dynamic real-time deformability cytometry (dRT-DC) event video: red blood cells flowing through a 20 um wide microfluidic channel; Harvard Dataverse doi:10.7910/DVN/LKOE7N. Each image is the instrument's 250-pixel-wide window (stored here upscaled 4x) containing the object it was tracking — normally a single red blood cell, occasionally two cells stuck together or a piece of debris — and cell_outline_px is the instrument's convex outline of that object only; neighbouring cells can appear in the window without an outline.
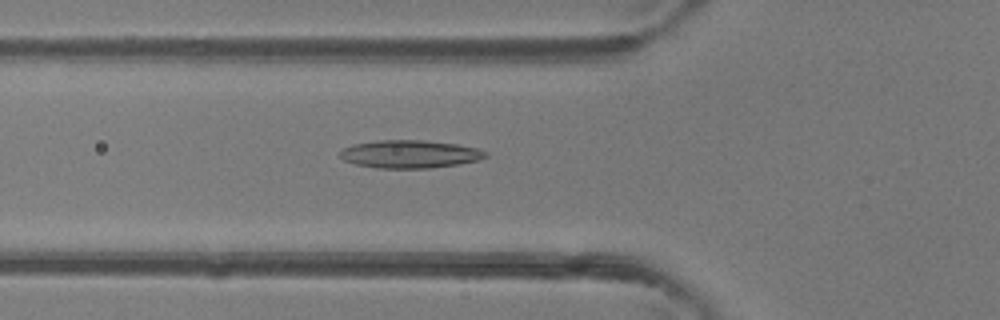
{"species": "common noctule bat (a hibernating species)", "species_latin": "Nyctalus noctula", "temperature_condition": "room temperature", "stored_images_in_passage": 21, "camera_frame_rate_fps": 3000, "um_per_image_px": 0.085, "animal": {"sex": "female"}, "frame": {"image": 1, "passage_image": 3, "time_ms": 0.667, "image_size_px": [1000, 320], "cell_outline_px": [[488, 156], [476, 160], [456, 164], [428, 168], [376, 168], [356, 164], [344, 160], [340, 156], [340, 148], [352, 144], [380, 140], [424, 140], [456, 144], [476, 148], [488, 152]], "centroid_in_image_um": [34.79, 13.09], "position_along_channel_um": 91.0, "area_um2": 23.58}}
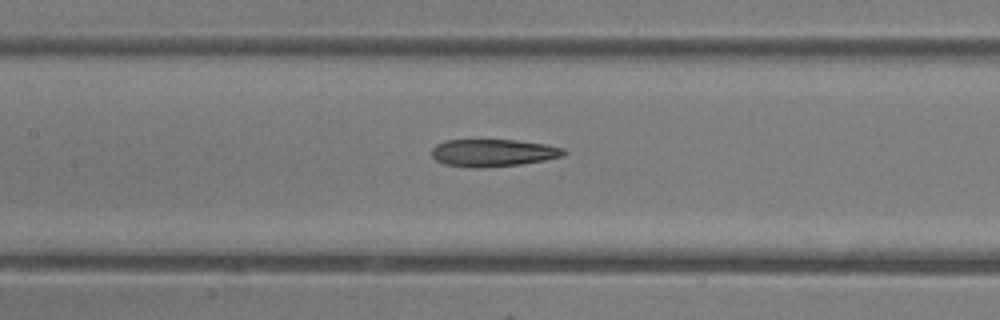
{"frame": {"image": 2, "passage_image": 8, "time_ms": 2.333, "image_size_px": [1000, 320], "cell_outline_px": [[568, 152], [564, 156], [544, 160], [520, 164], [480, 168], [468, 168], [444, 164], [436, 160], [432, 156], [432, 148], [436, 144], [444, 140], [516, 140], [548, 144], [564, 148]], "centroid_in_image_um": [41.92, 12.99], "position_along_channel_um": 165.5, "area_um2": 21.33}}
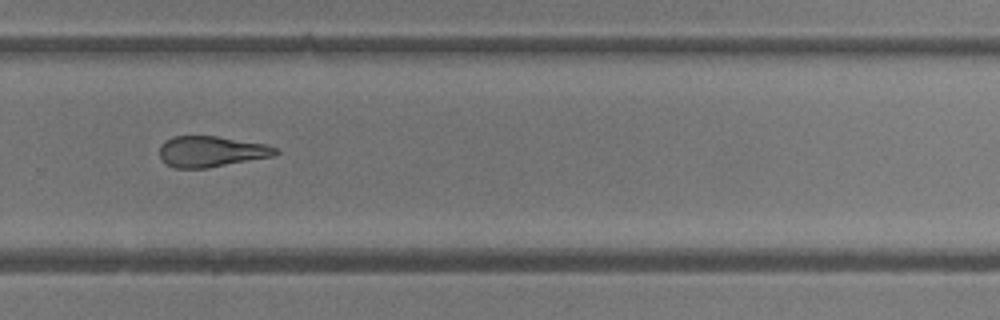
{"frame": {"image": 3, "passage_image": 18, "time_ms": 5.667, "image_size_px": [1000, 320], "cell_outline_px": [[280, 152], [276, 156], [208, 168], [176, 168], [168, 164], [160, 156], [160, 144], [172, 136], [216, 136], [268, 144], [280, 148]], "centroid_in_image_um": [18.04, 12.87], "position_along_channel_um": 311.8, "area_um2": 21.1}}